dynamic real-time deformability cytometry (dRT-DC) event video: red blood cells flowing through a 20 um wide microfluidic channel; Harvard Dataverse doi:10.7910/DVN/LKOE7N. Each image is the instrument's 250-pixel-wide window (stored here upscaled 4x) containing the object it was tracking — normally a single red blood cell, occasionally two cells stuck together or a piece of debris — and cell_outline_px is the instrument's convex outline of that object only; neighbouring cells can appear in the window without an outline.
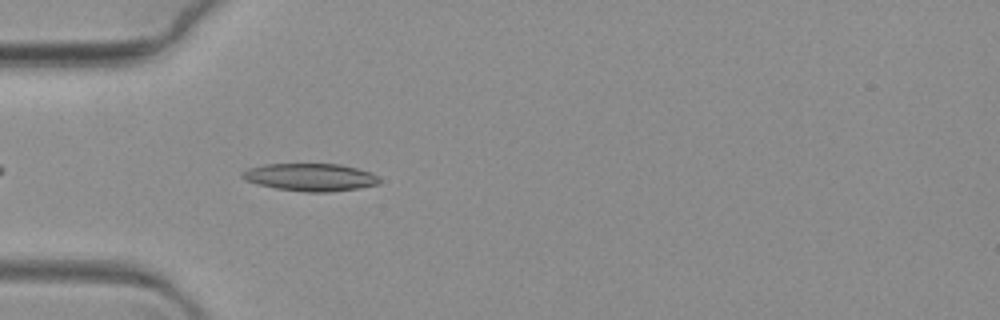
{"species": "common noctule bat (a hibernating species)", "species_latin": "Nyctalus noctula", "temperature_condition": "warm", "stored_images_in_passage": 52, "camera_frame_rate_fps": 3000, "um_per_image_px": 0.085, "animal": {"sex": "female", "body_mass_g": 19.3, "forearm_length_mm": 54.1}, "frame": {"image": 1, "passage_image": 5, "time_ms": 1.333, "image_size_px": [1000, 320], "cell_outline_px": [[380, 180], [376, 184], [360, 188], [328, 192], [304, 192], [276, 188], [256, 184], [244, 180], [240, 176], [240, 172], [248, 168], [264, 164], [340, 164], [372, 172], [380, 176]], "centroid_in_image_um": [26.35, 15.06], "position_along_channel_um": 58.6, "area_um2": 22.25}}
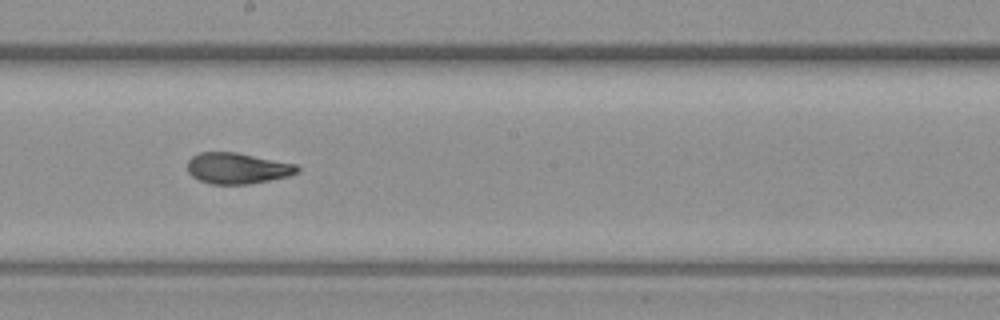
{"frame": {"image": 2, "passage_image": 22, "time_ms": 7.0, "image_size_px": [1000, 320], "cell_outline_px": [[300, 172], [288, 176], [248, 184], [208, 184], [192, 176], [188, 172], [188, 160], [192, 156], [200, 152], [236, 152], [296, 164], [300, 168]], "centroid_in_image_um": [20.17, 14.3], "position_along_channel_um": 228.0, "area_um2": 19.83}}
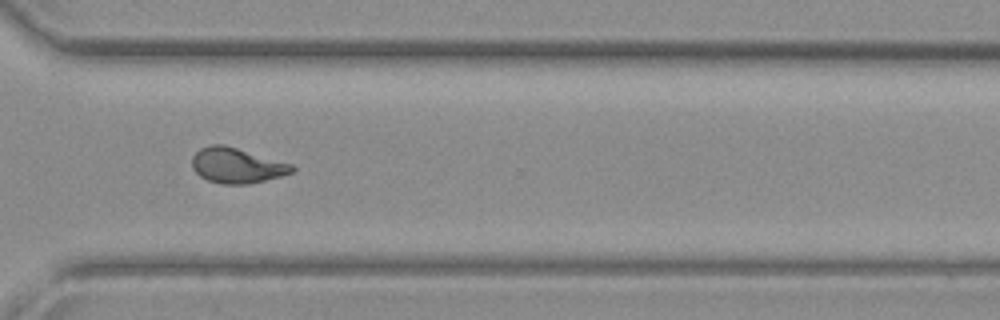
{"frame": {"image": 3, "passage_image": 34, "time_ms": 11.0, "image_size_px": [1000, 320], "cell_outline_px": [[296, 168], [292, 172], [280, 176], [248, 184], [220, 184], [208, 180], [200, 176], [192, 168], [192, 156], [200, 148], [212, 144], [224, 144], [292, 164]], "centroid_in_image_um": [20.1, 14.06], "position_along_channel_um": 350.5, "area_um2": 20.46}}